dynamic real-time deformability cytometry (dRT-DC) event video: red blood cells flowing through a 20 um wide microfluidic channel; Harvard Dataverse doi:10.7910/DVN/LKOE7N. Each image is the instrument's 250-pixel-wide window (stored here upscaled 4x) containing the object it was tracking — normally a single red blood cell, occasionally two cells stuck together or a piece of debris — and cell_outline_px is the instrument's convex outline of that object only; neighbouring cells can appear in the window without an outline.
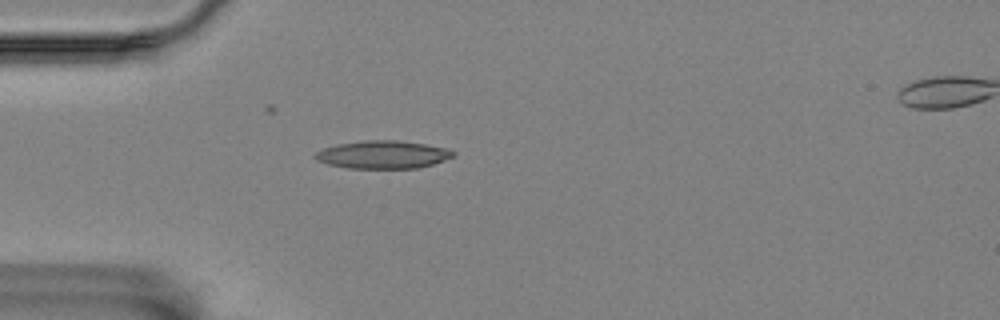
{"species": "Egyptian fruit bat (a non-hibernating species)", "species_latin": "Rousettus aegyptiacus", "temperature_condition": "room temperature", "stored_images_in_passage": 2, "camera_frame_rate_fps": 3000, "um_per_image_px": 0.085, "animal": {"sex": "female"}, "frame": {"image": 1, "passage_image": 1, "time_ms": 0.0, "image_size_px": [1000, 320], "cell_outline_px": [[456, 152], [452, 156], [444, 160], [432, 164], [416, 168], [348, 168], [328, 164], [316, 160], [312, 156], [316, 152], [324, 148], [336, 144], [364, 140], [396, 140], [424, 144], [448, 148]], "centroid_in_image_um": [32.51, 13.14], "position_along_channel_um": 52.5, "area_um2": 22.37}}